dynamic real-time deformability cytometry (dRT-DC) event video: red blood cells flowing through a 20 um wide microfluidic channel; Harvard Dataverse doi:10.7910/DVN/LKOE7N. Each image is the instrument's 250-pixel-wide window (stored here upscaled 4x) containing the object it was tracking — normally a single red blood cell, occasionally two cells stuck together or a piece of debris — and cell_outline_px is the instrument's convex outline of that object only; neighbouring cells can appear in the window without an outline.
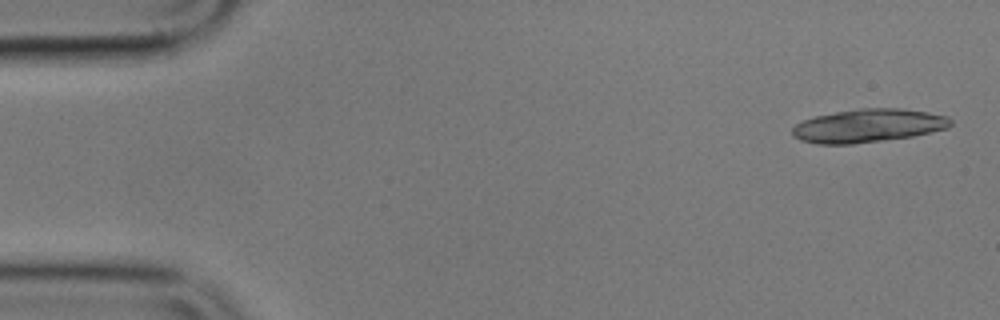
{"species": "common noctule bat (a hibernating species)", "species_latin": "Nyctalus noctula", "temperature_condition": "cold", "stored_images_in_passage": 17, "camera_frame_rate_fps": 3000, "um_per_image_px": 0.085, "animal": {"sex": "male", "body_mass_g": 17.9}, "frame": {"image": 1, "passage_image": 1, "time_ms": 0.0, "image_size_px": [1000, 320], "cell_outline_px": [[952, 124], [948, 128], [912, 136], [852, 144], [816, 144], [800, 140], [792, 136], [792, 128], [796, 124], [804, 120], [816, 116], [836, 112], [860, 108], [900, 108], [928, 112], [948, 116], [952, 120]], "centroid_in_image_um": [73.8, 10.68], "position_along_channel_um": 11.2, "area_um2": 30.69}}